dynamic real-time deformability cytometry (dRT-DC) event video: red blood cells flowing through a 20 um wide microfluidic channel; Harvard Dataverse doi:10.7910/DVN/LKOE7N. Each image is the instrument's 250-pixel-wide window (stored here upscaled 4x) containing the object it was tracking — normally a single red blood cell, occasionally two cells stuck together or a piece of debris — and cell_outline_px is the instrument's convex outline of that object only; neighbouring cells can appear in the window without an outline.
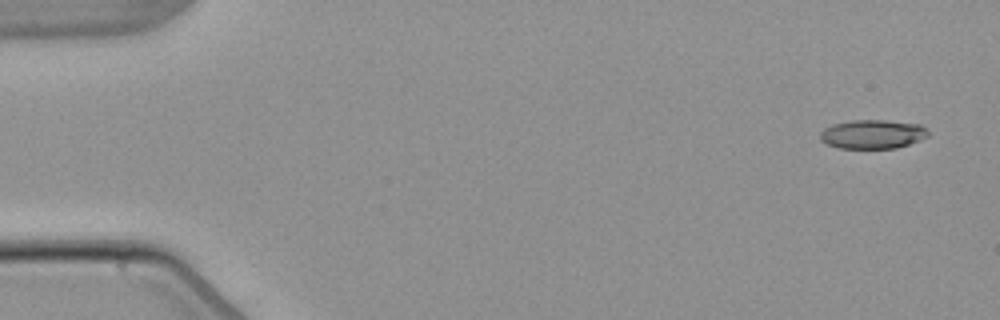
{"species": "common noctule bat (a hibernating species)", "species_latin": "Nyctalus noctula", "temperature_condition": "warm", "stored_images_in_passage": 7, "camera_frame_rate_fps": 3000, "um_per_image_px": 0.085, "animal": {"sex": "male", "body_mass_g": 21.5, "forearm_length_mm": 52.0}, "frame": {"image": 1, "passage_image": 1, "time_ms": 0.0, "image_size_px": [1000, 320], "cell_outline_px": [[928, 136], [920, 140], [896, 148], [840, 148], [824, 144], [820, 140], [820, 132], [824, 128], [832, 124], [852, 120], [884, 120], [920, 124], [928, 128]], "centroid_in_image_um": [74.15, 11.4], "position_along_channel_um": 10.8, "area_um2": 18.38}}
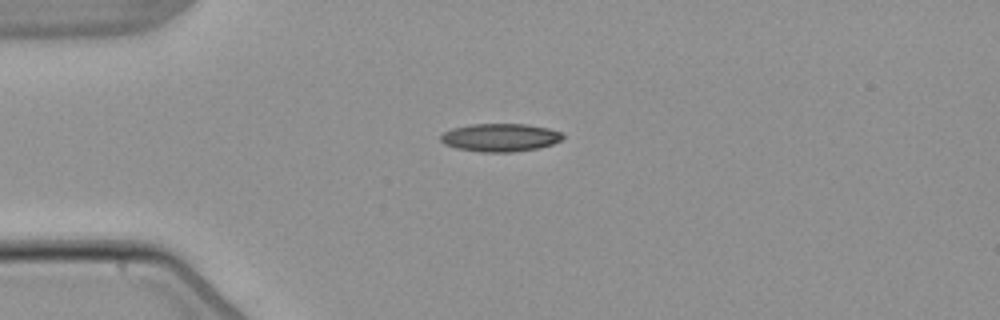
{"frame": {"image": 2, "passage_image": 3, "time_ms": 3.667, "image_size_px": [1000, 320], "cell_outline_px": [[564, 136], [560, 140], [552, 144], [540, 148], [512, 152], [480, 152], [456, 148], [444, 144], [440, 140], [440, 136], [444, 132], [452, 128], [472, 124], [528, 124], [548, 128], [564, 132]], "centroid_in_image_um": [42.53, 11.69], "position_along_channel_um": 42.5, "area_um2": 20.11}}
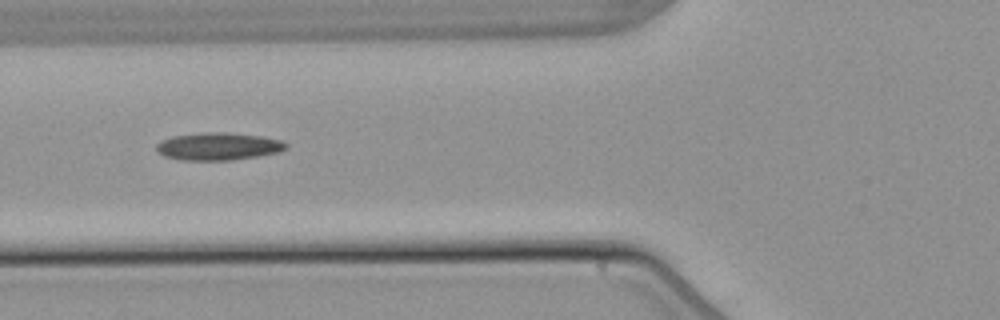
{"frame": {"image": 3, "passage_image": 5, "time_ms": 6.0, "image_size_px": [1000, 320], "cell_outline_px": [[288, 148], [280, 152], [232, 160], [180, 160], [164, 156], [156, 152], [156, 144], [160, 140], [172, 136], [208, 132], [224, 132], [260, 136], [280, 140], [288, 144]], "centroid_in_image_um": [18.52, 12.44], "position_along_channel_um": 107.3, "area_um2": 20.87}}